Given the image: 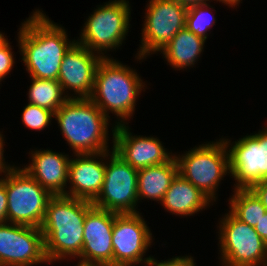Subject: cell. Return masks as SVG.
Wrapping results in <instances>:
<instances>
[{"mask_svg": "<svg viewBox=\"0 0 267 266\" xmlns=\"http://www.w3.org/2000/svg\"><path fill=\"white\" fill-rule=\"evenodd\" d=\"M54 118L73 154L110 151L111 119L90 98H69L54 113Z\"/></svg>", "mask_w": 267, "mask_h": 266, "instance_id": "4", "label": "cell"}, {"mask_svg": "<svg viewBox=\"0 0 267 266\" xmlns=\"http://www.w3.org/2000/svg\"><path fill=\"white\" fill-rule=\"evenodd\" d=\"M229 197V211L241 222L255 227L267 212L250 189H234Z\"/></svg>", "mask_w": 267, "mask_h": 266, "instance_id": "23", "label": "cell"}, {"mask_svg": "<svg viewBox=\"0 0 267 266\" xmlns=\"http://www.w3.org/2000/svg\"><path fill=\"white\" fill-rule=\"evenodd\" d=\"M205 42L204 38L184 28L176 33L160 54L175 70L193 68L204 51Z\"/></svg>", "mask_w": 267, "mask_h": 266, "instance_id": "20", "label": "cell"}, {"mask_svg": "<svg viewBox=\"0 0 267 266\" xmlns=\"http://www.w3.org/2000/svg\"><path fill=\"white\" fill-rule=\"evenodd\" d=\"M7 222L40 228L53 195L21 166L5 173Z\"/></svg>", "mask_w": 267, "mask_h": 266, "instance_id": "8", "label": "cell"}, {"mask_svg": "<svg viewBox=\"0 0 267 266\" xmlns=\"http://www.w3.org/2000/svg\"><path fill=\"white\" fill-rule=\"evenodd\" d=\"M31 78L28 90V103L48 109L55 113L69 98L58 80Z\"/></svg>", "mask_w": 267, "mask_h": 266, "instance_id": "22", "label": "cell"}, {"mask_svg": "<svg viewBox=\"0 0 267 266\" xmlns=\"http://www.w3.org/2000/svg\"><path fill=\"white\" fill-rule=\"evenodd\" d=\"M250 190L261 201L262 205L267 210V179L254 184Z\"/></svg>", "mask_w": 267, "mask_h": 266, "instance_id": "29", "label": "cell"}, {"mask_svg": "<svg viewBox=\"0 0 267 266\" xmlns=\"http://www.w3.org/2000/svg\"><path fill=\"white\" fill-rule=\"evenodd\" d=\"M111 127L113 151L136 170L164 164L174 157L158 137L133 136L127 124L113 123Z\"/></svg>", "mask_w": 267, "mask_h": 266, "instance_id": "15", "label": "cell"}, {"mask_svg": "<svg viewBox=\"0 0 267 266\" xmlns=\"http://www.w3.org/2000/svg\"><path fill=\"white\" fill-rule=\"evenodd\" d=\"M254 229L262 238V240L267 244V212L259 221V224L254 227Z\"/></svg>", "mask_w": 267, "mask_h": 266, "instance_id": "31", "label": "cell"}, {"mask_svg": "<svg viewBox=\"0 0 267 266\" xmlns=\"http://www.w3.org/2000/svg\"><path fill=\"white\" fill-rule=\"evenodd\" d=\"M4 139L5 138L3 137V134L0 131V176L15 168V164L14 165L8 164V162L5 161V158L3 156L5 153L4 152V145H5Z\"/></svg>", "mask_w": 267, "mask_h": 266, "instance_id": "30", "label": "cell"}, {"mask_svg": "<svg viewBox=\"0 0 267 266\" xmlns=\"http://www.w3.org/2000/svg\"><path fill=\"white\" fill-rule=\"evenodd\" d=\"M145 85L135 69L113 57L103 58L96 70L90 99L109 119L110 113L116 115L115 126L128 124L140 93L147 88Z\"/></svg>", "mask_w": 267, "mask_h": 266, "instance_id": "3", "label": "cell"}, {"mask_svg": "<svg viewBox=\"0 0 267 266\" xmlns=\"http://www.w3.org/2000/svg\"><path fill=\"white\" fill-rule=\"evenodd\" d=\"M130 21L129 0H109L98 5L86 18L80 39L76 42L103 58H110L106 53L122 46L130 29Z\"/></svg>", "mask_w": 267, "mask_h": 266, "instance_id": "6", "label": "cell"}, {"mask_svg": "<svg viewBox=\"0 0 267 266\" xmlns=\"http://www.w3.org/2000/svg\"><path fill=\"white\" fill-rule=\"evenodd\" d=\"M218 1L226 6H229V8L232 7L235 9V6H239L240 2L242 3L243 0H216V2Z\"/></svg>", "mask_w": 267, "mask_h": 266, "instance_id": "33", "label": "cell"}, {"mask_svg": "<svg viewBox=\"0 0 267 266\" xmlns=\"http://www.w3.org/2000/svg\"><path fill=\"white\" fill-rule=\"evenodd\" d=\"M223 140L229 151L230 177L235 179L233 189H250L267 179V125L239 140Z\"/></svg>", "mask_w": 267, "mask_h": 266, "instance_id": "11", "label": "cell"}, {"mask_svg": "<svg viewBox=\"0 0 267 266\" xmlns=\"http://www.w3.org/2000/svg\"><path fill=\"white\" fill-rule=\"evenodd\" d=\"M4 175V176H3ZM0 177V223L7 222V192L5 187V174Z\"/></svg>", "mask_w": 267, "mask_h": 266, "instance_id": "28", "label": "cell"}, {"mask_svg": "<svg viewBox=\"0 0 267 266\" xmlns=\"http://www.w3.org/2000/svg\"><path fill=\"white\" fill-rule=\"evenodd\" d=\"M115 212L93 206L85 216L83 248L75 266H113Z\"/></svg>", "mask_w": 267, "mask_h": 266, "instance_id": "14", "label": "cell"}, {"mask_svg": "<svg viewBox=\"0 0 267 266\" xmlns=\"http://www.w3.org/2000/svg\"><path fill=\"white\" fill-rule=\"evenodd\" d=\"M144 13L137 62L149 55L158 54L176 33L186 28L187 8L176 0H149Z\"/></svg>", "mask_w": 267, "mask_h": 266, "instance_id": "10", "label": "cell"}, {"mask_svg": "<svg viewBox=\"0 0 267 266\" xmlns=\"http://www.w3.org/2000/svg\"><path fill=\"white\" fill-rule=\"evenodd\" d=\"M219 219L216 233L222 266H267V244L254 227L241 222L229 210Z\"/></svg>", "mask_w": 267, "mask_h": 266, "instance_id": "7", "label": "cell"}, {"mask_svg": "<svg viewBox=\"0 0 267 266\" xmlns=\"http://www.w3.org/2000/svg\"><path fill=\"white\" fill-rule=\"evenodd\" d=\"M185 153V154H184ZM174 154L178 174L216 202L219 184L230 173L229 151L223 137Z\"/></svg>", "mask_w": 267, "mask_h": 266, "instance_id": "5", "label": "cell"}, {"mask_svg": "<svg viewBox=\"0 0 267 266\" xmlns=\"http://www.w3.org/2000/svg\"><path fill=\"white\" fill-rule=\"evenodd\" d=\"M4 34H5V33H2V32L0 31V44L7 38V36H6V35L4 36Z\"/></svg>", "mask_w": 267, "mask_h": 266, "instance_id": "34", "label": "cell"}, {"mask_svg": "<svg viewBox=\"0 0 267 266\" xmlns=\"http://www.w3.org/2000/svg\"><path fill=\"white\" fill-rule=\"evenodd\" d=\"M209 4L210 3L199 4L187 8L186 14V28L205 40H207L209 36V30H211V27L216 23V18L212 15L214 7Z\"/></svg>", "mask_w": 267, "mask_h": 266, "instance_id": "24", "label": "cell"}, {"mask_svg": "<svg viewBox=\"0 0 267 266\" xmlns=\"http://www.w3.org/2000/svg\"><path fill=\"white\" fill-rule=\"evenodd\" d=\"M92 207L91 201L65 195L49 200L40 227L49 265L64 259L78 260L83 248L85 216Z\"/></svg>", "mask_w": 267, "mask_h": 266, "instance_id": "2", "label": "cell"}, {"mask_svg": "<svg viewBox=\"0 0 267 266\" xmlns=\"http://www.w3.org/2000/svg\"><path fill=\"white\" fill-rule=\"evenodd\" d=\"M8 38L0 44V84L14 68L15 58Z\"/></svg>", "mask_w": 267, "mask_h": 266, "instance_id": "26", "label": "cell"}, {"mask_svg": "<svg viewBox=\"0 0 267 266\" xmlns=\"http://www.w3.org/2000/svg\"><path fill=\"white\" fill-rule=\"evenodd\" d=\"M102 59L101 55L77 42L68 49L58 75V82L68 98H90L96 70ZM68 90L74 93L69 94Z\"/></svg>", "mask_w": 267, "mask_h": 266, "instance_id": "16", "label": "cell"}, {"mask_svg": "<svg viewBox=\"0 0 267 266\" xmlns=\"http://www.w3.org/2000/svg\"><path fill=\"white\" fill-rule=\"evenodd\" d=\"M178 173L175 157L156 166L138 170V200L145 198L161 203L174 177Z\"/></svg>", "mask_w": 267, "mask_h": 266, "instance_id": "21", "label": "cell"}, {"mask_svg": "<svg viewBox=\"0 0 267 266\" xmlns=\"http://www.w3.org/2000/svg\"><path fill=\"white\" fill-rule=\"evenodd\" d=\"M21 115L23 125L35 131L48 128L52 119H54V113L52 111L31 103H27L23 107Z\"/></svg>", "mask_w": 267, "mask_h": 266, "instance_id": "25", "label": "cell"}, {"mask_svg": "<svg viewBox=\"0 0 267 266\" xmlns=\"http://www.w3.org/2000/svg\"><path fill=\"white\" fill-rule=\"evenodd\" d=\"M106 151L105 178L102 189L92 201L93 206L115 212L139 213L138 170L113 151Z\"/></svg>", "mask_w": 267, "mask_h": 266, "instance_id": "9", "label": "cell"}, {"mask_svg": "<svg viewBox=\"0 0 267 266\" xmlns=\"http://www.w3.org/2000/svg\"><path fill=\"white\" fill-rule=\"evenodd\" d=\"M186 8L197 6L199 4L210 3L212 0H176Z\"/></svg>", "mask_w": 267, "mask_h": 266, "instance_id": "32", "label": "cell"}, {"mask_svg": "<svg viewBox=\"0 0 267 266\" xmlns=\"http://www.w3.org/2000/svg\"><path fill=\"white\" fill-rule=\"evenodd\" d=\"M141 214L115 213L112 229L113 266L144 265L151 258L144 255L154 238Z\"/></svg>", "mask_w": 267, "mask_h": 266, "instance_id": "12", "label": "cell"}, {"mask_svg": "<svg viewBox=\"0 0 267 266\" xmlns=\"http://www.w3.org/2000/svg\"><path fill=\"white\" fill-rule=\"evenodd\" d=\"M49 264L40 228L0 223V266Z\"/></svg>", "mask_w": 267, "mask_h": 266, "instance_id": "13", "label": "cell"}, {"mask_svg": "<svg viewBox=\"0 0 267 266\" xmlns=\"http://www.w3.org/2000/svg\"><path fill=\"white\" fill-rule=\"evenodd\" d=\"M211 202L200 189L177 173L160 204L167 212L182 218L206 210L213 205Z\"/></svg>", "mask_w": 267, "mask_h": 266, "instance_id": "19", "label": "cell"}, {"mask_svg": "<svg viewBox=\"0 0 267 266\" xmlns=\"http://www.w3.org/2000/svg\"><path fill=\"white\" fill-rule=\"evenodd\" d=\"M144 266H196V262L191 255L176 256L165 261L161 260V262L151 256Z\"/></svg>", "mask_w": 267, "mask_h": 266, "instance_id": "27", "label": "cell"}, {"mask_svg": "<svg viewBox=\"0 0 267 266\" xmlns=\"http://www.w3.org/2000/svg\"><path fill=\"white\" fill-rule=\"evenodd\" d=\"M18 47L30 77L58 80L62 60L76 42L67 30L36 9L18 29Z\"/></svg>", "mask_w": 267, "mask_h": 266, "instance_id": "1", "label": "cell"}, {"mask_svg": "<svg viewBox=\"0 0 267 266\" xmlns=\"http://www.w3.org/2000/svg\"><path fill=\"white\" fill-rule=\"evenodd\" d=\"M31 161L22 166L32 178L53 196H67L69 163L72 156L52 149H35L29 152Z\"/></svg>", "mask_w": 267, "mask_h": 266, "instance_id": "18", "label": "cell"}, {"mask_svg": "<svg viewBox=\"0 0 267 266\" xmlns=\"http://www.w3.org/2000/svg\"><path fill=\"white\" fill-rule=\"evenodd\" d=\"M72 156L74 157L69 163L67 196L92 202L100 193L104 182L106 151Z\"/></svg>", "mask_w": 267, "mask_h": 266, "instance_id": "17", "label": "cell"}]
</instances>
